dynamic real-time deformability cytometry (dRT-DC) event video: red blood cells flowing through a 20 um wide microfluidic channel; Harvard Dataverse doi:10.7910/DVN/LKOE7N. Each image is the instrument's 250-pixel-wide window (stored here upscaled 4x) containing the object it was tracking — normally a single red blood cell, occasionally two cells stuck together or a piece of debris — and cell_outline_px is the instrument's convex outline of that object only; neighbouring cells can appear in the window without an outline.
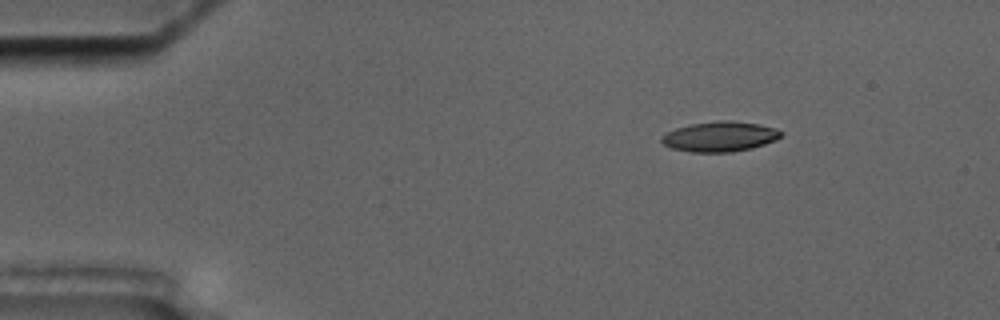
{"species": "common noctule bat (a hibernating species)", "species_latin": "Nyctalus noctula", "temperature_condition": "cold", "stored_images_in_passage": 3, "camera_frame_rate_fps": 3000, "um_per_image_px": 0.085, "animal": {"sex": "male", "body_mass_g": 17.5, "forearm_length_mm": 52.3}, "frame": {"image": 1, "passage_image": 1, "time_ms": 0.0, "image_size_px": [1000, 320], "cell_outline_px": [[784, 136], [776, 140], [752, 148], [732, 152], [692, 152], [672, 148], [664, 144], [660, 140], [660, 136], [676, 128], [692, 124], [716, 120], [732, 120], [756, 124], [776, 128], [784, 132]], "centroid_in_image_um": [61.22, 11.6], "position_along_channel_um": 23.8, "area_um2": 21.04}}